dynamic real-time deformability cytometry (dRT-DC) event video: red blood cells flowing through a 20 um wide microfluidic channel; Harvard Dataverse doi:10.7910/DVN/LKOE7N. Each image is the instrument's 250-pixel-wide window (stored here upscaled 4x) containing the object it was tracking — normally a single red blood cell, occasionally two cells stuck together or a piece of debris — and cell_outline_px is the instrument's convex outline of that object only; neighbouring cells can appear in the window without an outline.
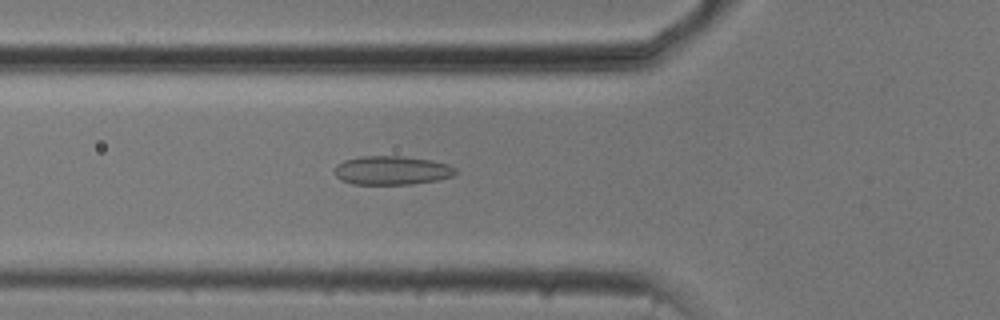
{"species": "common noctule bat (a hibernating species)", "species_latin": "Nyctalus noctula", "temperature_condition": "cold", "stored_images_in_passage": 39, "camera_frame_rate_fps": 3000, "um_per_image_px": 0.085, "animal": {"sex": "male", "body_mass_g": 20.5, "forearm_length_mm": 52.5}, "frame": {"image": 1, "passage_image": 7, "time_ms": 2.0, "image_size_px": [1000, 320], "cell_outline_px": [[460, 172], [452, 176], [436, 180], [412, 184], [352, 184], [340, 180], [336, 176], [336, 164], [344, 160], [360, 156], [404, 156], [432, 160], [448, 164], [456, 168]], "centroid_in_image_um": [33.33, 14.48], "position_along_channel_um": 92.5, "area_um2": 20.46}}
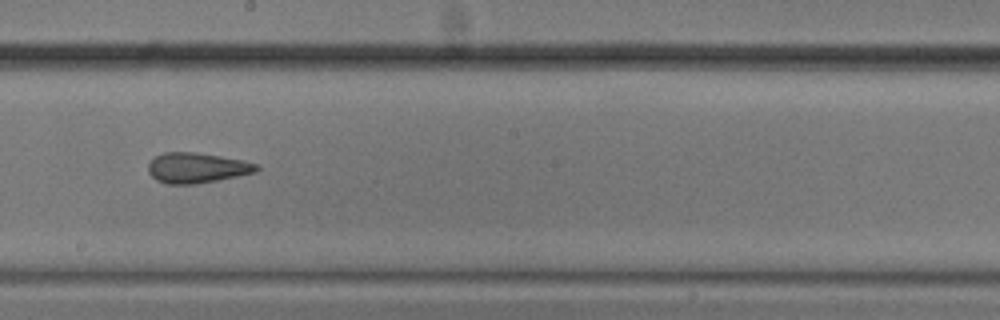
{"frame": {"image": 2, "passage_image": 18, "time_ms": 5.667, "image_size_px": [1000, 320], "cell_outline_px": [[260, 168], [256, 172], [196, 184], [168, 184], [156, 180], [148, 172], [148, 164], [156, 156], [164, 152], [196, 152], [220, 156], [240, 160], [256, 164]], "centroid_in_image_um": [16.7, 14.27], "position_along_channel_um": 231.5, "area_um2": 18.9}}
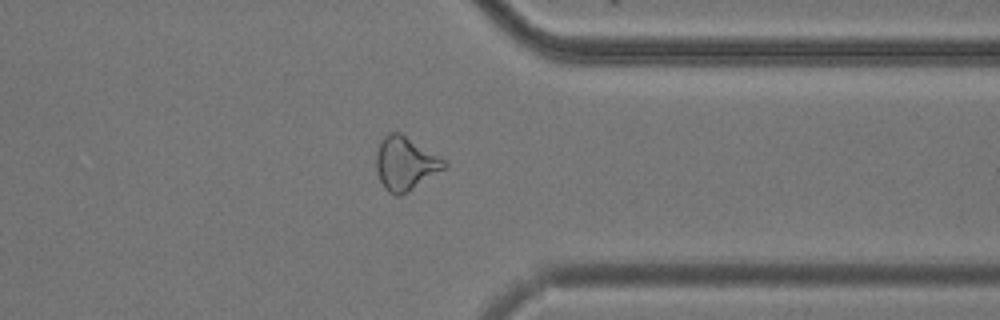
{"frame": {"image": 3, "passage_image": 30, "time_ms": 9.667, "image_size_px": [1000, 320], "cell_outline_px": [[448, 168], [408, 192], [400, 196], [396, 196], [388, 192], [384, 188], [376, 172], [376, 152], [380, 140], [388, 132], [400, 132], [444, 160], [448, 164]], "centroid_in_image_um": [34.44, 13.92], "position_along_channel_um": 377.0, "area_um2": 21.39}}